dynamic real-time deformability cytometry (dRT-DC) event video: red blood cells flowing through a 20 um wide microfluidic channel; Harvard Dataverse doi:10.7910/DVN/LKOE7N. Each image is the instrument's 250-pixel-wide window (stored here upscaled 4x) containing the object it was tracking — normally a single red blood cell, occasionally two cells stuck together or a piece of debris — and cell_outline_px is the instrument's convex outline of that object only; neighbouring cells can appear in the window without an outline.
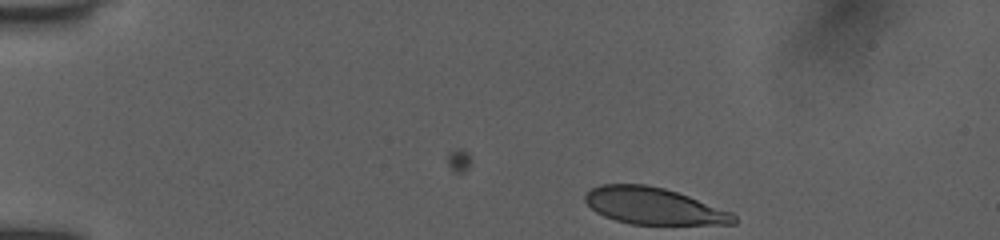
{"species": "human", "species_latin": "Homo sapiens", "temperature_condition": "room temperature", "stored_images_in_passage": 2, "camera_frame_rate_fps": 3000, "um_per_image_px": 0.085, "donor": {"sex": "female"}, "frame": {"image": 1, "passage_image": 2, "time_ms": 0.667, "image_size_px": [1000, 240], "cell_outline_px": [[736, 224], [632, 224], [616, 220], [604, 216], [596, 212], [584, 200], [584, 196], [592, 188], [600, 184], [644, 184], [664, 188], [688, 196], [732, 212], [736, 216]], "centroid_in_image_um": [55.55, 17.51], "position_along_channel_um": 29.4, "area_um2": 31.56}}